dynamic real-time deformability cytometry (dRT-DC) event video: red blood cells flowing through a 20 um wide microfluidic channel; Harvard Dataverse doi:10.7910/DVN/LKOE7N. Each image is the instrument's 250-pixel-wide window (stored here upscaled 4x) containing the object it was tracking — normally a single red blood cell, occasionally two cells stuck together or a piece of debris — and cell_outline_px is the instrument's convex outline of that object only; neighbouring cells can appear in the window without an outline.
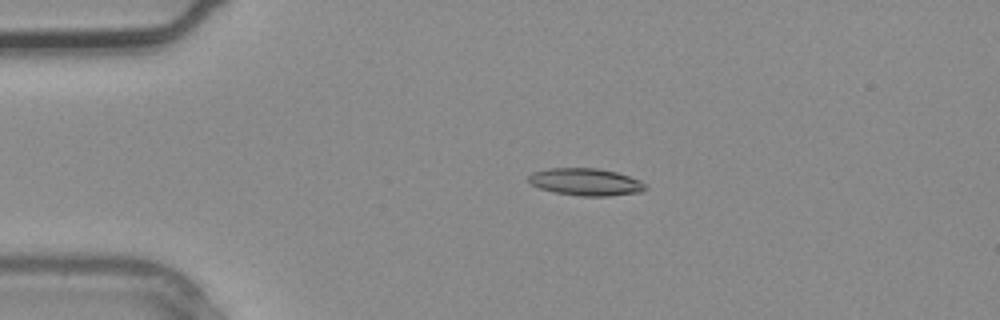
{"species": "common noctule bat (a hibernating species)", "species_latin": "Nyctalus noctula", "temperature_condition": "warm", "stored_images_in_passage": 4, "camera_frame_rate_fps": 3000, "um_per_image_px": 0.085, "animal": {"sex": "male", "body_mass_g": 20.4}, "frame": {"image": 1, "passage_image": 3, "time_ms": 0.667, "image_size_px": [1000, 320], "cell_outline_px": [[648, 188], [640, 192], [608, 196], [580, 196], [556, 192], [540, 188], [532, 184], [528, 180], [528, 176], [532, 172], [548, 168], [596, 168], [616, 172], [640, 180]], "centroid_in_image_um": [49.78, 15.46], "position_along_channel_um": 35.2, "area_um2": 18.44}}
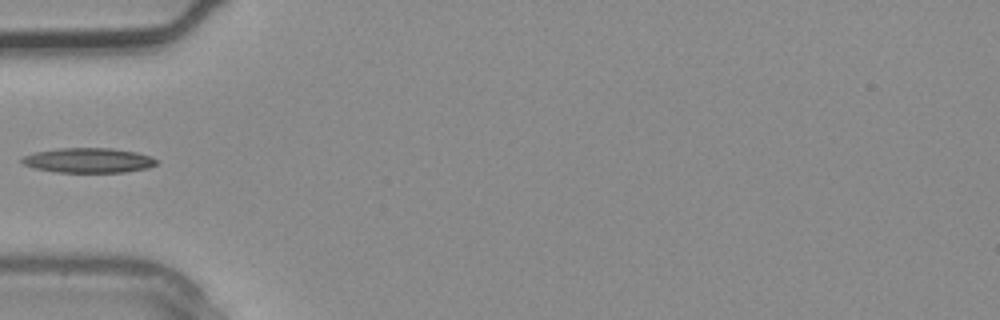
{"frame": {"image": 2, "passage_image": 4, "time_ms": 1.0, "image_size_px": [1000, 320], "cell_outline_px": [[160, 160], [156, 164], [148, 168], [124, 172], [56, 172], [36, 168], [24, 164], [20, 160], [24, 156], [36, 152], [60, 148], [112, 148], [136, 152], [152, 156]], "centroid_in_image_um": [7.58, 13.62], "position_along_channel_um": 77.4, "area_um2": 19.42}}